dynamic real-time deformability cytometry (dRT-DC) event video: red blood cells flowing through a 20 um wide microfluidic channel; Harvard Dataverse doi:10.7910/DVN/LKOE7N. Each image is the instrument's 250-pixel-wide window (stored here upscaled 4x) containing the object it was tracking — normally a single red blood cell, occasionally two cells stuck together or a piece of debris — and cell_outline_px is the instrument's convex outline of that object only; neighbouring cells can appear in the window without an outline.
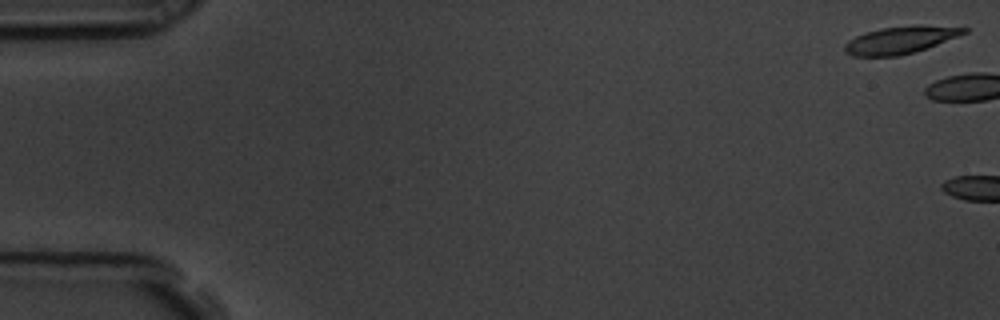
{"species": "common noctule bat (a hibernating species)", "species_latin": "Nyctalus noctula", "temperature_condition": "room temperature", "stored_images_in_passage": 3, "camera_frame_rate_fps": 3000, "um_per_image_px": 0.085, "animal": {"sex": "male", "body_mass_g": 19.5, "forearm_length_mm": 54.6}, "frame": {"image": 1, "passage_image": 1, "time_ms": 0.0, "image_size_px": [1000, 320], "cell_outline_px": [[968, 32], [936, 44], [900, 56], [852, 56], [844, 52], [844, 44], [848, 40], [856, 36], [880, 28], [916, 24], [924, 24], [968, 28]], "centroid_in_image_um": [76.51, 3.38], "position_along_channel_um": 8.5, "area_um2": 18.96}}